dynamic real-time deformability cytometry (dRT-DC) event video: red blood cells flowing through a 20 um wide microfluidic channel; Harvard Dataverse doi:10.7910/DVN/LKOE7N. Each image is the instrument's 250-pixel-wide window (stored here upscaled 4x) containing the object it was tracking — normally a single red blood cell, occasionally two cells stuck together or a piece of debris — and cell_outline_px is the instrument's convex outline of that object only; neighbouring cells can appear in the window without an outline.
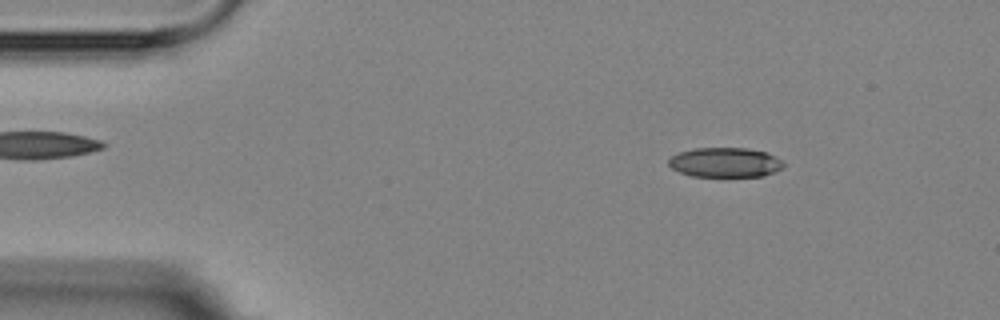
{"species": "Egyptian fruit bat (a non-hibernating species)", "species_latin": "Rousettus aegyptiacus", "temperature_condition": "room temperature", "stored_images_in_passage": 4, "camera_frame_rate_fps": 3000, "um_per_image_px": 0.085, "animal": {"sex": "female"}, "frame": {"image": 1, "passage_image": 1, "time_ms": 0.0, "image_size_px": [1000, 320], "cell_outline_px": [[784, 168], [764, 176], [692, 176], [680, 172], [672, 168], [668, 164], [668, 160], [672, 156], [680, 152], [692, 148], [748, 148], [768, 152], [776, 156], [784, 164]], "centroid_in_image_um": [61.66, 13.8], "position_along_channel_um": 23.3, "area_um2": 19.94}}
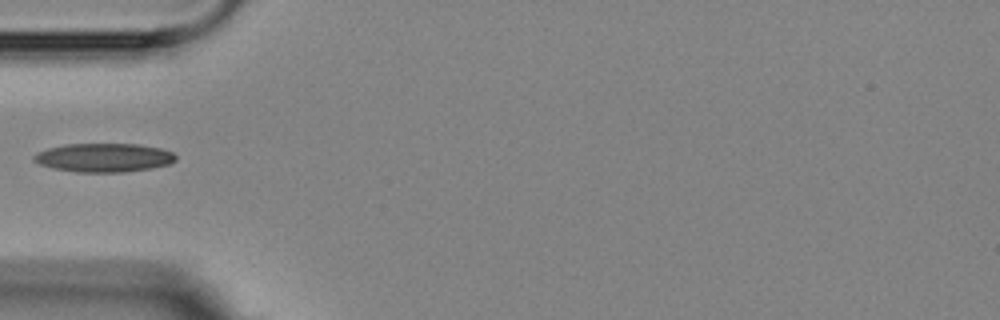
{"frame": {"image": 2, "passage_image": 3, "time_ms": 3.333, "image_size_px": [1000, 320], "cell_outline_px": [[176, 160], [168, 164], [152, 168], [124, 172], [76, 172], [52, 168], [40, 164], [32, 160], [32, 156], [36, 152], [48, 148], [64, 144], [140, 144], [160, 148], [172, 152], [176, 156]], "centroid_in_image_um": [8.8, 13.39], "position_along_channel_um": 76.2, "area_um2": 23.87}}
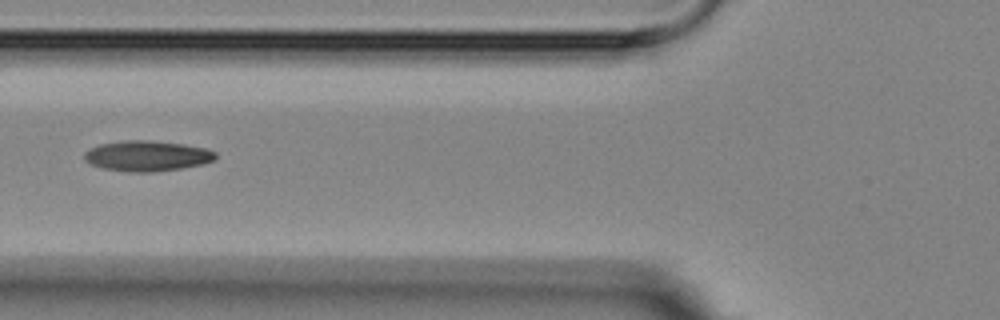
{"frame": {"image": 3, "passage_image": 4, "time_ms": 4.333, "image_size_px": [1000, 320], "cell_outline_px": [[216, 160], [204, 164], [180, 168], [152, 172], [128, 172], [100, 168], [84, 160], [84, 152], [88, 148], [100, 144], [124, 140], [148, 140], [184, 144], [204, 148], [216, 152]], "centroid_in_image_um": [12.48, 13.25], "position_along_channel_um": 113.3, "area_um2": 23.47}}